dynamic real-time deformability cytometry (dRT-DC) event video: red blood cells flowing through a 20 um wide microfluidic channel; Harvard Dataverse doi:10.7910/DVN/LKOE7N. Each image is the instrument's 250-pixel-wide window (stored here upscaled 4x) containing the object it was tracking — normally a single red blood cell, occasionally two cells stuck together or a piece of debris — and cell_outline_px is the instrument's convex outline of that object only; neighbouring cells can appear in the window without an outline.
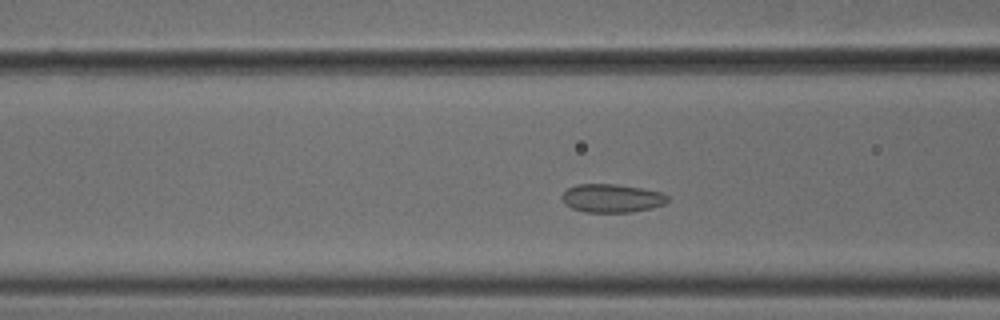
{"species": "common noctule bat (a hibernating species)", "species_latin": "Nyctalus noctula", "temperature_condition": "cold", "stored_images_in_passage": 46, "camera_frame_rate_fps": 3000, "um_per_image_px": 0.085, "animal": {"sex": "male", "body_mass_g": 18.8}, "frame": {"image": 1, "passage_image": 13, "time_ms": 4.0, "image_size_px": [1000, 320], "cell_outline_px": [[668, 200], [664, 204], [652, 208], [632, 212], [584, 212], [572, 208], [564, 204], [560, 196], [568, 188], [576, 184], [616, 184], [640, 188], [660, 192], [668, 196]], "centroid_in_image_um": [51.97, 16.85], "position_along_channel_um": 114.6, "area_um2": 17.51}}
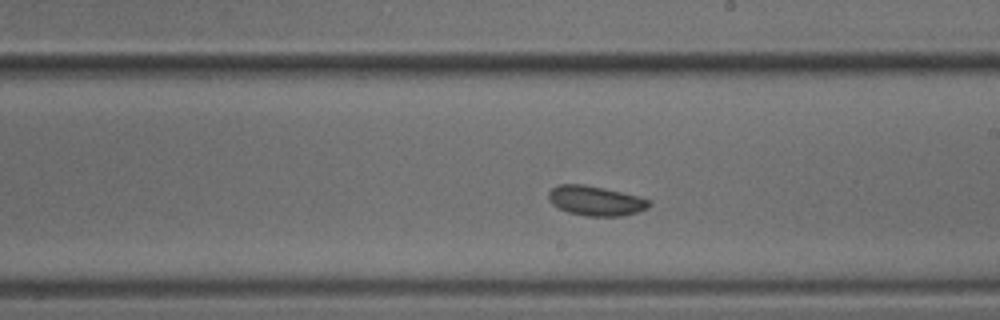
{"frame": {"image": 2, "passage_image": 23, "time_ms": 7.333, "image_size_px": [1000, 320], "cell_outline_px": [[652, 204], [648, 208], [640, 212], [620, 216], [588, 216], [568, 212], [552, 204], [548, 200], [548, 192], [552, 188], [560, 184], [584, 184], [604, 188], [652, 200]], "centroid_in_image_um": [50.65, 17.07], "position_along_channel_um": 238.4, "area_um2": 17.46}}
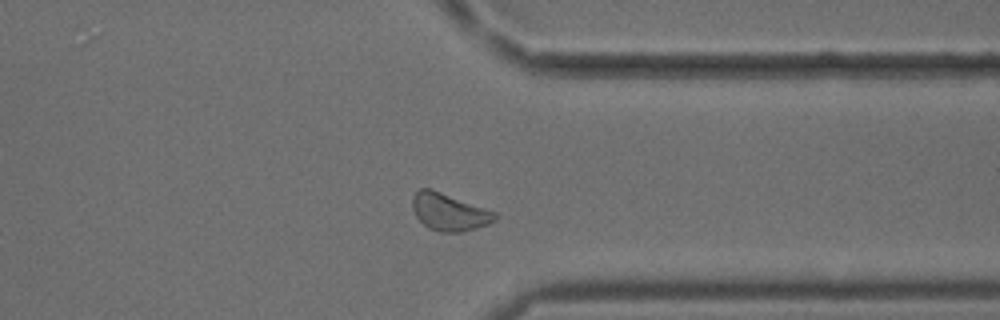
{"frame": {"image": 3, "passage_image": 34, "time_ms": 11.0, "image_size_px": [1000, 320], "cell_outline_px": [[496, 220], [488, 224], [476, 228], [460, 232], [440, 232], [428, 228], [416, 216], [412, 208], [412, 196], [420, 188], [428, 188], [440, 192], [496, 212]], "centroid_in_image_um": [38.16, 18.03], "position_along_channel_um": 373.2, "area_um2": 17.69}}